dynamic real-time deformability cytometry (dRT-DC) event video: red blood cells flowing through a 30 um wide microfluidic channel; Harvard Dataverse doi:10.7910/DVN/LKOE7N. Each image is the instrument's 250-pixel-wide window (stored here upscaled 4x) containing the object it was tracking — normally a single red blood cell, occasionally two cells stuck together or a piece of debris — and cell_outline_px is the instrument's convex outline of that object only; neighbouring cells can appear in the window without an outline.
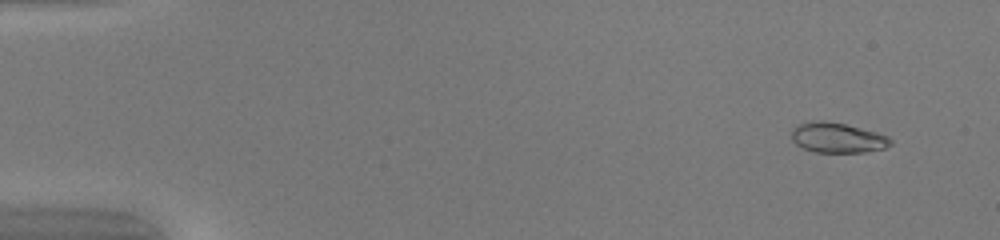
{"species": "common noctule bat (a hibernating species)", "species_latin": "Nyctalus noctula", "temperature_condition": "warm", "stored_images_in_passage": 50, "camera_frame_rate_fps": 3000, "um_per_image_px": 0.085, "animal": {"sex": "female", "body_mass_g": 20.0, "forearm_length_mm": 54.0}, "frame": {"image": 1, "passage_image": 4, "time_ms": 1.0, "image_size_px": [1000, 240], "cell_outline_px": [[892, 144], [884, 148], [864, 152], [816, 152], [804, 148], [796, 144], [792, 140], [792, 128], [796, 124], [808, 120], [824, 120], [844, 124], [876, 132], [888, 136], [892, 140]], "centroid_in_image_um": [71.15, 11.69], "position_along_channel_um": 13.9, "area_um2": 17.46}}
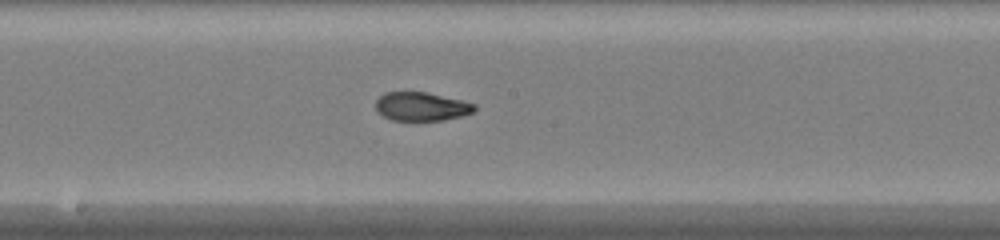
{"frame": {"image": 2, "passage_image": 28, "time_ms": 9.0, "image_size_px": [1000, 240], "cell_outline_px": [[476, 108], [472, 112], [464, 116], [444, 120], [392, 120], [384, 116], [376, 108], [376, 100], [384, 92], [428, 92], [476, 104]], "centroid_in_image_um": [35.84, 9.05], "position_along_channel_um": 212.4, "area_um2": 16.42}}
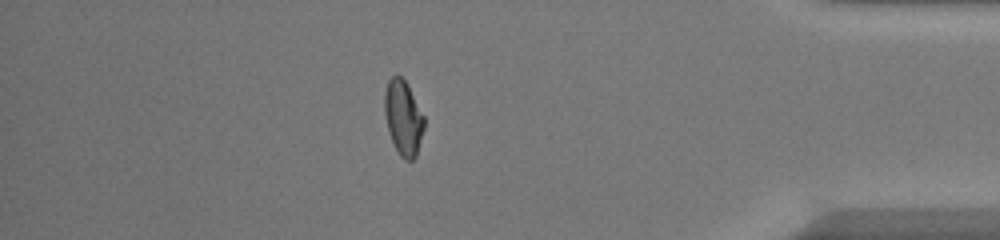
{"frame": {"image": 3, "passage_image": 44, "time_ms": 14.333, "image_size_px": [1000, 240], "cell_outline_px": [[424, 128], [416, 156], [412, 160], [404, 160], [400, 156], [392, 140], [388, 128], [384, 112], [384, 92], [388, 80], [396, 72], [408, 84], [424, 116]], "centroid_in_image_um": [34.27, 9.97], "position_along_channel_um": 400.9, "area_um2": 17.28}, "authors_computed_cell_mechanics": {"area_um2": 17.2822, "velocity_mm_per_s": 4.1969, "shape_relaxation_time_tau1_ms": null, "shape_relaxation_time_tau2_ms": 0.8568, "deformation_change_tau1": null, "deformation_change_tau2": 0.0532}}